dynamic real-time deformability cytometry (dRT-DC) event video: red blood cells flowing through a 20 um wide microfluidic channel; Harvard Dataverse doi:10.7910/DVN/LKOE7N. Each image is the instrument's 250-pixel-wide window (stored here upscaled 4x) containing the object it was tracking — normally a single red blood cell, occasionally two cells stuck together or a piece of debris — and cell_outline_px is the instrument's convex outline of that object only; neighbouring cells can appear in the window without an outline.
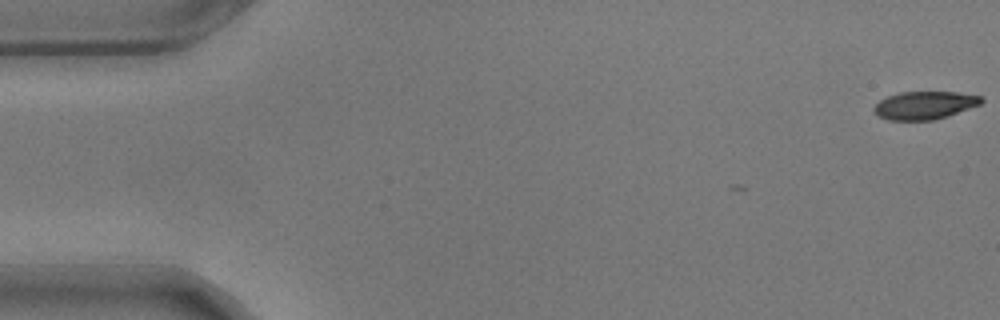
{"species": "common noctule bat (a hibernating species)", "species_latin": "Nyctalus noctula", "temperature_condition": "warm", "stored_images_in_passage": 4, "camera_frame_rate_fps": 3000, "um_per_image_px": 0.085, "animal": {"sex": "male", "body_mass_g": 17.9}, "frame": {"image": 1, "passage_image": 1, "time_ms": 0.0, "image_size_px": [1000, 320], "cell_outline_px": [[984, 100], [980, 104], [932, 120], [888, 120], [880, 116], [872, 108], [880, 100], [888, 96], [900, 92], [956, 92], [980, 96]], "centroid_in_image_um": [78.56, 8.94], "position_along_channel_um": 6.4, "area_um2": 17.05}}